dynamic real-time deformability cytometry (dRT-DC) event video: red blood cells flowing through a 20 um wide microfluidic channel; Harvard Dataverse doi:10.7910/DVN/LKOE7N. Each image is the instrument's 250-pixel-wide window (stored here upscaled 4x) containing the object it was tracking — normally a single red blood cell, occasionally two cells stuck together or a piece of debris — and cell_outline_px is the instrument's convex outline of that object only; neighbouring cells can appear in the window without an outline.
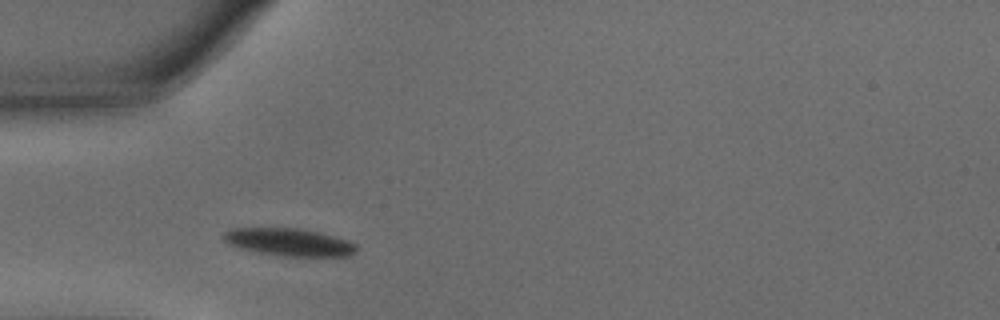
{"species": "common noctule bat (a hibernating species)", "species_latin": "Nyctalus noctula", "temperature_condition": "warm", "stored_images_in_passage": 34, "camera_frame_rate_fps": 3000, "um_per_image_px": 0.085, "animal": {"sex": "male", "body_mass_g": 15.6}, "frame": {"image": 1, "passage_image": 5, "time_ms": 1.333, "image_size_px": [1000, 320], "cell_outline_px": [[356, 252], [348, 256], [280, 256], [240, 248], [228, 244], [220, 236], [224, 232], [232, 228], [300, 228], [320, 232], [348, 240], [356, 244]], "centroid_in_image_um": [24.56, 20.57], "position_along_channel_um": 60.4, "area_um2": 21.44}}
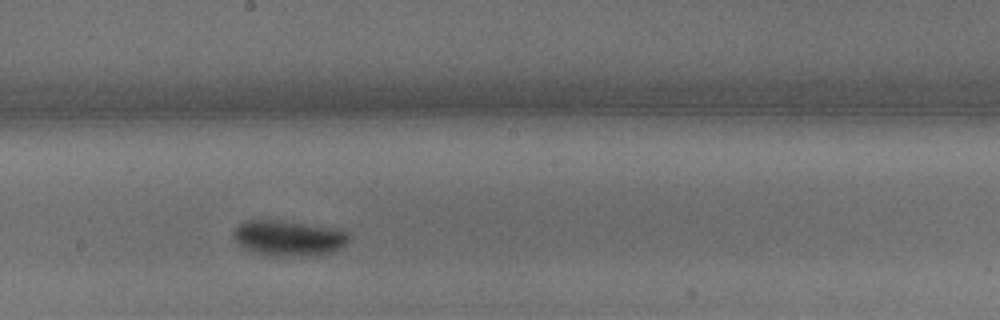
{"frame": {"image": 2, "passage_image": 19, "time_ms": 6.0, "image_size_px": [1000, 320], "cell_outline_px": [[348, 240], [340, 248], [332, 252], [300, 256], [264, 256], [244, 248], [236, 240], [236, 228], [240, 224], [248, 220], [276, 220], [332, 228], [348, 232]], "centroid_in_image_um": [24.53, 20.25], "position_along_channel_um": 223.7, "area_um2": 23.29}}
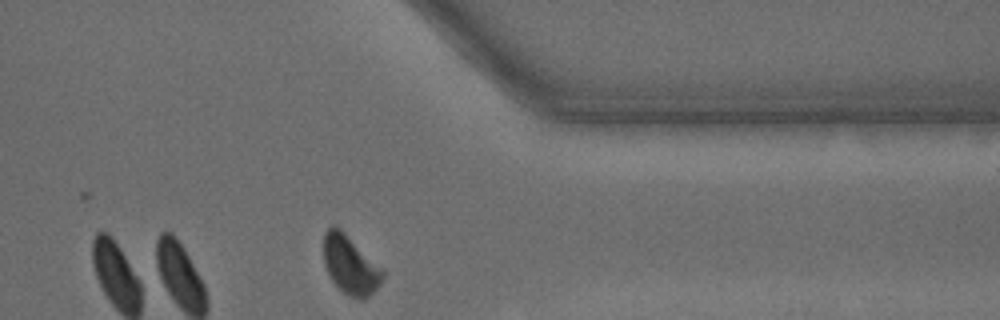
{"frame": {"image": 3, "passage_image": 33, "time_ms": 10.667, "image_size_px": [1000, 320], "cell_outline_px": [[384, 276], [380, 284], [364, 300], [360, 300], [348, 296], [332, 280], [324, 264], [324, 232], [332, 224], [336, 224], [384, 268]], "centroid_in_image_um": [29.79, 22.49], "position_along_channel_um": 381.6, "area_um2": 20.4}, "authors_computed_cell_mechanics": {"area_um2": 22.2241, "velocity_mm_per_s": 3.5656, "shape_relaxation_time_tau1_ms": 2.5795, "shape_relaxation_time_tau2_ms": null, "deformation_change_tau1": 0.1529, "deformation_change_tau2": null}}